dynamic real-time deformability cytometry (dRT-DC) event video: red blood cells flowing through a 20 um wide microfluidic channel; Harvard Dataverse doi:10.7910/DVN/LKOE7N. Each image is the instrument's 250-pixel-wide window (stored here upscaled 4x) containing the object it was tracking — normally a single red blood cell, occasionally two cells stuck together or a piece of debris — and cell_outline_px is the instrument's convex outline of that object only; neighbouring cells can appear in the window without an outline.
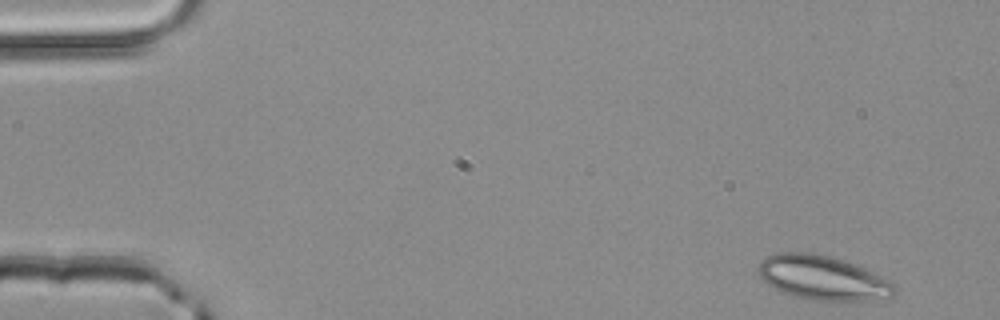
{"species": "common noctule bat (a hibernating species)", "species_latin": "Nyctalus noctula", "temperature_condition": "room temperature", "stored_images_in_passage": 3, "camera_frame_rate_fps": 3000, "um_per_image_px": 0.085, "animal": {"sex": "male", "body_mass_g": 20.4}, "frame": {"image": 1, "passage_image": 1, "time_ms": 0.0, "image_size_px": [1000, 320], "cell_outline_px": [[896, 292], [892, 296], [868, 300], [812, 300], [792, 296], [780, 292], [768, 284], [756, 272], [756, 268], [760, 260], [764, 256], [780, 252], [808, 252], [828, 256], [864, 268], [884, 276], [896, 284]], "centroid_in_image_um": [69.89, 23.61], "position_along_channel_um": 15.1, "area_um2": 35.32}}